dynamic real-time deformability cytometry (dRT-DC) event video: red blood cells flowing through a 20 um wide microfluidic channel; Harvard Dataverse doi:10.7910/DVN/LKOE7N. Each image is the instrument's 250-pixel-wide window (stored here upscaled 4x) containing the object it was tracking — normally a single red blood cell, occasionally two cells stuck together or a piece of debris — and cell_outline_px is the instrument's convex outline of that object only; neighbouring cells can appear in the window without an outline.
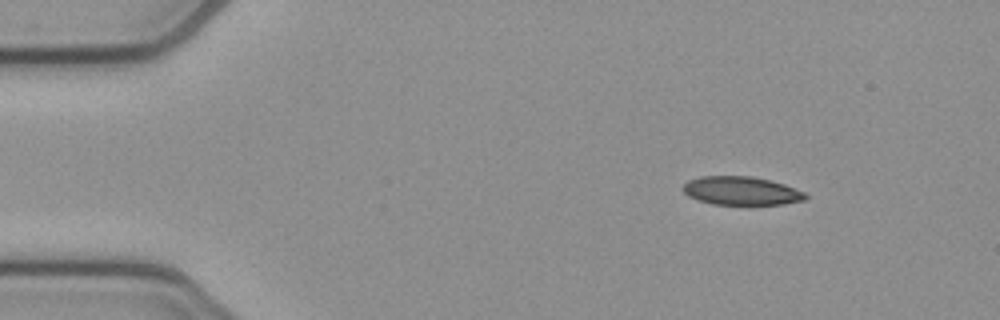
{"species": "common noctule bat (a hibernating species)", "species_latin": "Nyctalus noctula", "temperature_condition": "cold", "stored_images_in_passage": 13, "camera_frame_rate_fps": 3000, "um_per_image_px": 0.085, "animal": {"sex": "female", "body_mass_g": 21.9}, "frame": {"image": 1, "passage_image": 6, "time_ms": 1.667, "image_size_px": [1000, 320], "cell_outline_px": [[808, 196], [804, 200], [784, 204], [712, 204], [688, 196], [684, 192], [684, 184], [688, 180], [700, 176], [752, 176], [784, 184], [804, 192]], "centroid_in_image_um": [63.01, 16.21], "position_along_channel_um": 22.0, "area_um2": 20.11}}